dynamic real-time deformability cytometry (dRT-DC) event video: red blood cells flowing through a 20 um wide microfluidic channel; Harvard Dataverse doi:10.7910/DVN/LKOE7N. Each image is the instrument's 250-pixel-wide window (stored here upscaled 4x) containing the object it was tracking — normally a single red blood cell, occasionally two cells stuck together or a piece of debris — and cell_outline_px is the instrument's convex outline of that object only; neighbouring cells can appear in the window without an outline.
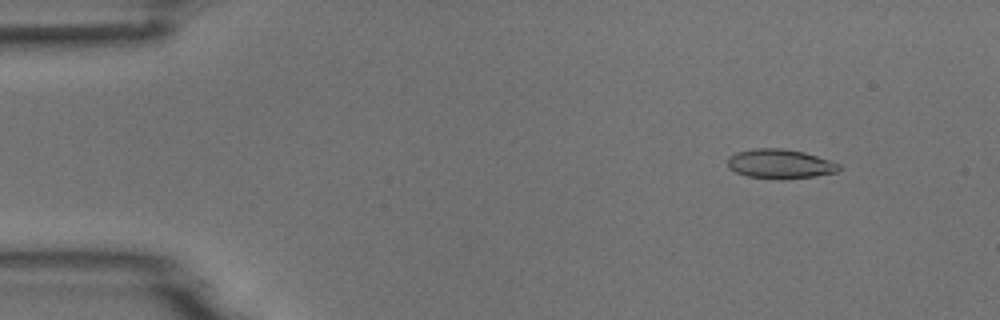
{"species": "common noctule bat (a hibernating species)", "species_latin": "Nyctalus noctula", "temperature_condition": "room temperature", "stored_images_in_passage": 5, "camera_frame_rate_fps": 3000, "um_per_image_px": 0.085, "animal": {"sex": "male", "body_mass_g": 18.8}, "frame": {"image": 1, "passage_image": 2, "time_ms": 1.0, "image_size_px": [1000, 320], "cell_outline_px": [[840, 172], [812, 176], [748, 176], [736, 172], [728, 168], [728, 156], [736, 152], [756, 148], [784, 148], [804, 152], [840, 164]], "centroid_in_image_um": [66.29, 13.87], "position_along_channel_um": 18.7, "area_um2": 18.21}}
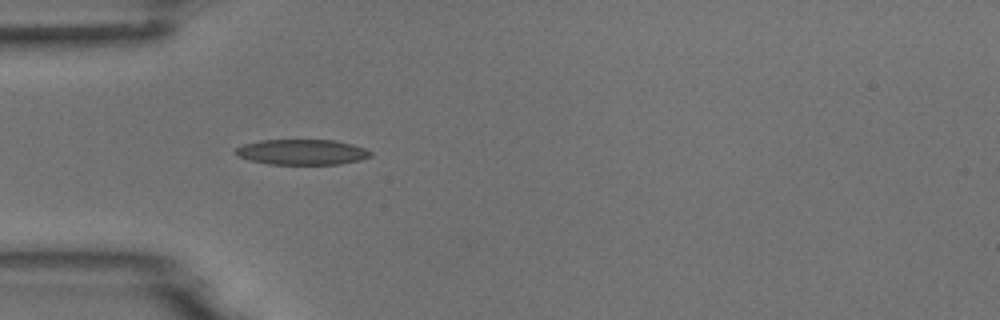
{"frame": {"image": 2, "passage_image": 5, "time_ms": 4.333, "image_size_px": [1000, 320], "cell_outline_px": [[372, 156], [360, 160], [340, 164], [268, 164], [248, 160], [236, 156], [232, 152], [236, 148], [244, 144], [260, 140], [332, 140], [352, 144], [364, 148], [372, 152]], "centroid_in_image_um": [25.63, 12.93], "position_along_channel_um": 59.4, "area_um2": 20.11}}